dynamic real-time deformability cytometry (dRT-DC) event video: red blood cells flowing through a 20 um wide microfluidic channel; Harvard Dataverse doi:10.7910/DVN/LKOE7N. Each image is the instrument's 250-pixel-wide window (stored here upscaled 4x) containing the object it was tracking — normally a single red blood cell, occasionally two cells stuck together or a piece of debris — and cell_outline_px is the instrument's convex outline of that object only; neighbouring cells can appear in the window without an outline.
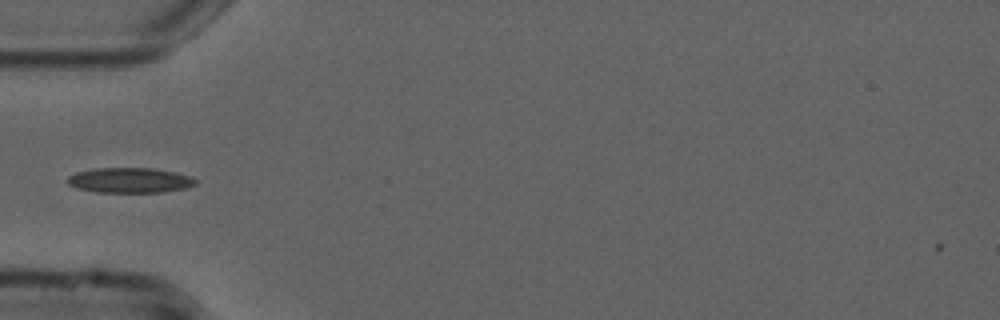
{"species": "common noctule bat (a hibernating species)", "species_latin": "Nyctalus noctula", "temperature_condition": "cold", "stored_images_in_passage": 37, "camera_frame_rate_fps": 3000, "um_per_image_px": 0.085, "animal": {"sex": "male", "forearm_length_mm": 52.5}, "frame": {"image": 1, "passage_image": 1, "time_ms": 0.0, "image_size_px": [1000, 320], "cell_outline_px": [[196, 184], [184, 188], [164, 192], [96, 192], [76, 188], [68, 184], [64, 180], [68, 176], [76, 172], [96, 168], [152, 168], [176, 172], [188, 176], [196, 180]], "centroid_in_image_um": [10.97, 15.32], "position_along_channel_um": 74.0, "area_um2": 18.79}}
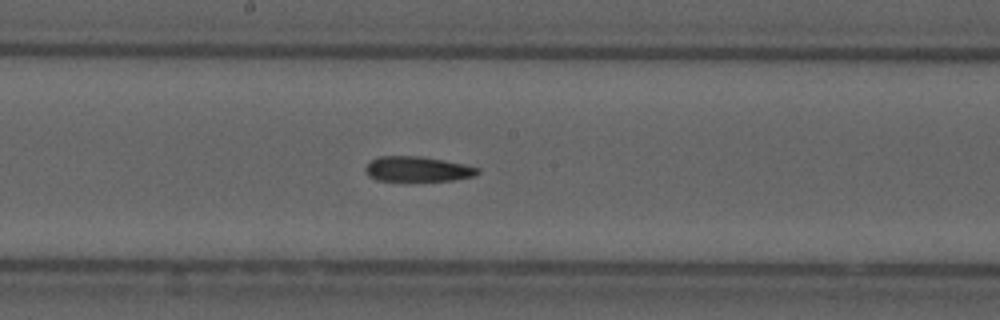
{"frame": {"image": 2, "passage_image": 12, "time_ms": 3.667, "image_size_px": [1000, 320], "cell_outline_px": [[480, 172], [476, 176], [456, 180], [376, 180], [368, 176], [364, 168], [376, 156], [420, 156], [464, 164], [480, 168]], "centroid_in_image_um": [35.51, 14.37], "position_along_channel_um": 212.7, "area_um2": 16.36}}
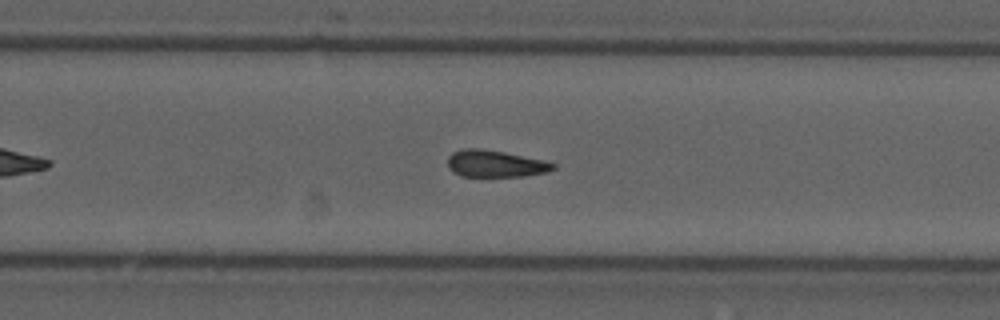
{"frame": {"image": 3, "passage_image": 18, "time_ms": 5.667, "image_size_px": [1000, 320], "cell_outline_px": [[556, 168], [548, 172], [524, 176], [460, 176], [452, 172], [448, 168], [448, 156], [452, 152], [464, 148], [480, 148], [504, 152], [544, 160], [556, 164]], "centroid_in_image_um": [42.09, 13.91], "position_along_channel_um": 287.7, "area_um2": 16.65}}